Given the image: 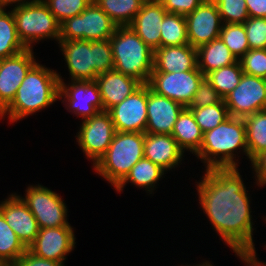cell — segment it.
<instances>
[{"label":"cell","instance_id":"1","mask_svg":"<svg viewBox=\"0 0 266 266\" xmlns=\"http://www.w3.org/2000/svg\"><path fill=\"white\" fill-rule=\"evenodd\" d=\"M196 180L198 201L213 231L233 253L256 255L252 198L239 168H209ZM247 189V190H246Z\"/></svg>","mask_w":266,"mask_h":266},{"label":"cell","instance_id":"2","mask_svg":"<svg viewBox=\"0 0 266 266\" xmlns=\"http://www.w3.org/2000/svg\"><path fill=\"white\" fill-rule=\"evenodd\" d=\"M59 78L56 70L38 61L26 74L15 98L0 113V121L8 118L9 124L28 118L58 101Z\"/></svg>","mask_w":266,"mask_h":266},{"label":"cell","instance_id":"3","mask_svg":"<svg viewBox=\"0 0 266 266\" xmlns=\"http://www.w3.org/2000/svg\"><path fill=\"white\" fill-rule=\"evenodd\" d=\"M238 154L245 155L248 160L246 127L243 118L230 116L214 129L203 133L201 147L194 156L204 163V170H207L239 168Z\"/></svg>","mask_w":266,"mask_h":266},{"label":"cell","instance_id":"4","mask_svg":"<svg viewBox=\"0 0 266 266\" xmlns=\"http://www.w3.org/2000/svg\"><path fill=\"white\" fill-rule=\"evenodd\" d=\"M114 69L146 84L154 69V50L130 26H117L109 39Z\"/></svg>","mask_w":266,"mask_h":266},{"label":"cell","instance_id":"5","mask_svg":"<svg viewBox=\"0 0 266 266\" xmlns=\"http://www.w3.org/2000/svg\"><path fill=\"white\" fill-rule=\"evenodd\" d=\"M142 158L144 133L116 131L106 153L92 166V170L115 189Z\"/></svg>","mask_w":266,"mask_h":266},{"label":"cell","instance_id":"6","mask_svg":"<svg viewBox=\"0 0 266 266\" xmlns=\"http://www.w3.org/2000/svg\"><path fill=\"white\" fill-rule=\"evenodd\" d=\"M14 14L17 35L26 48L47 40L60 41V23L43 0H32L10 8Z\"/></svg>","mask_w":266,"mask_h":266},{"label":"cell","instance_id":"7","mask_svg":"<svg viewBox=\"0 0 266 266\" xmlns=\"http://www.w3.org/2000/svg\"><path fill=\"white\" fill-rule=\"evenodd\" d=\"M34 215L39 229L72 226L68 222V207L61 195L38 183L29 184L25 194L16 193ZM68 216V217H67Z\"/></svg>","mask_w":266,"mask_h":266},{"label":"cell","instance_id":"8","mask_svg":"<svg viewBox=\"0 0 266 266\" xmlns=\"http://www.w3.org/2000/svg\"><path fill=\"white\" fill-rule=\"evenodd\" d=\"M117 25L94 2L79 15L60 24V40L101 41L110 39Z\"/></svg>","mask_w":266,"mask_h":266},{"label":"cell","instance_id":"9","mask_svg":"<svg viewBox=\"0 0 266 266\" xmlns=\"http://www.w3.org/2000/svg\"><path fill=\"white\" fill-rule=\"evenodd\" d=\"M57 74L59 78L58 100L69 113L83 121L96 115L99 111H104L99 86L95 80H70L67 82L59 72Z\"/></svg>","mask_w":266,"mask_h":266},{"label":"cell","instance_id":"10","mask_svg":"<svg viewBox=\"0 0 266 266\" xmlns=\"http://www.w3.org/2000/svg\"><path fill=\"white\" fill-rule=\"evenodd\" d=\"M80 127V128H79ZM76 142L88 161L94 166L106 153L116 130L108 111H99L80 122Z\"/></svg>","mask_w":266,"mask_h":266},{"label":"cell","instance_id":"11","mask_svg":"<svg viewBox=\"0 0 266 266\" xmlns=\"http://www.w3.org/2000/svg\"><path fill=\"white\" fill-rule=\"evenodd\" d=\"M204 78L199 69L172 73L152 72L147 84L153 92L187 107Z\"/></svg>","mask_w":266,"mask_h":266},{"label":"cell","instance_id":"12","mask_svg":"<svg viewBox=\"0 0 266 266\" xmlns=\"http://www.w3.org/2000/svg\"><path fill=\"white\" fill-rule=\"evenodd\" d=\"M224 101L233 117L244 118L266 110V79L243 73L239 84Z\"/></svg>","mask_w":266,"mask_h":266},{"label":"cell","instance_id":"13","mask_svg":"<svg viewBox=\"0 0 266 266\" xmlns=\"http://www.w3.org/2000/svg\"><path fill=\"white\" fill-rule=\"evenodd\" d=\"M148 84H142L121 103L108 110L118 132L145 133L147 124Z\"/></svg>","mask_w":266,"mask_h":266},{"label":"cell","instance_id":"14","mask_svg":"<svg viewBox=\"0 0 266 266\" xmlns=\"http://www.w3.org/2000/svg\"><path fill=\"white\" fill-rule=\"evenodd\" d=\"M32 48L0 59V113L15 98L28 71L38 62Z\"/></svg>","mask_w":266,"mask_h":266},{"label":"cell","instance_id":"15","mask_svg":"<svg viewBox=\"0 0 266 266\" xmlns=\"http://www.w3.org/2000/svg\"><path fill=\"white\" fill-rule=\"evenodd\" d=\"M76 239L73 226L41 228L27 249L38 257L65 264L76 247Z\"/></svg>","mask_w":266,"mask_h":266},{"label":"cell","instance_id":"16","mask_svg":"<svg viewBox=\"0 0 266 266\" xmlns=\"http://www.w3.org/2000/svg\"><path fill=\"white\" fill-rule=\"evenodd\" d=\"M185 19L188 41L194 48L210 43L220 35L223 22L213 0H204Z\"/></svg>","mask_w":266,"mask_h":266},{"label":"cell","instance_id":"17","mask_svg":"<svg viewBox=\"0 0 266 266\" xmlns=\"http://www.w3.org/2000/svg\"><path fill=\"white\" fill-rule=\"evenodd\" d=\"M60 52L68 68L69 80L94 81L95 72L94 41L60 40ZM71 78V79H70Z\"/></svg>","mask_w":266,"mask_h":266},{"label":"cell","instance_id":"18","mask_svg":"<svg viewBox=\"0 0 266 266\" xmlns=\"http://www.w3.org/2000/svg\"><path fill=\"white\" fill-rule=\"evenodd\" d=\"M0 213L19 240L28 248L37 237L39 227L23 200L16 193H10L0 201Z\"/></svg>","mask_w":266,"mask_h":266},{"label":"cell","instance_id":"19","mask_svg":"<svg viewBox=\"0 0 266 266\" xmlns=\"http://www.w3.org/2000/svg\"><path fill=\"white\" fill-rule=\"evenodd\" d=\"M183 108L179 102L153 92L148 86L145 133L171 134Z\"/></svg>","mask_w":266,"mask_h":266},{"label":"cell","instance_id":"20","mask_svg":"<svg viewBox=\"0 0 266 266\" xmlns=\"http://www.w3.org/2000/svg\"><path fill=\"white\" fill-rule=\"evenodd\" d=\"M185 152L171 134L144 133V158L159 165L167 173L184 161Z\"/></svg>","mask_w":266,"mask_h":266},{"label":"cell","instance_id":"21","mask_svg":"<svg viewBox=\"0 0 266 266\" xmlns=\"http://www.w3.org/2000/svg\"><path fill=\"white\" fill-rule=\"evenodd\" d=\"M166 9L159 0H146L129 25L154 51L161 47V24Z\"/></svg>","mask_w":266,"mask_h":266},{"label":"cell","instance_id":"22","mask_svg":"<svg viewBox=\"0 0 266 266\" xmlns=\"http://www.w3.org/2000/svg\"><path fill=\"white\" fill-rule=\"evenodd\" d=\"M95 81L99 86L104 111L121 103L142 85L137 79L115 69L99 74Z\"/></svg>","mask_w":266,"mask_h":266},{"label":"cell","instance_id":"23","mask_svg":"<svg viewBox=\"0 0 266 266\" xmlns=\"http://www.w3.org/2000/svg\"><path fill=\"white\" fill-rule=\"evenodd\" d=\"M198 69L197 48L190 44L166 46L154 51L152 72H183Z\"/></svg>","mask_w":266,"mask_h":266},{"label":"cell","instance_id":"24","mask_svg":"<svg viewBox=\"0 0 266 266\" xmlns=\"http://www.w3.org/2000/svg\"><path fill=\"white\" fill-rule=\"evenodd\" d=\"M167 172L152 161L142 158L132 168L126 178L115 188L117 194L122 193L126 185H135L138 189H144L148 195L155 194L159 181L165 178ZM164 177V178H163Z\"/></svg>","mask_w":266,"mask_h":266},{"label":"cell","instance_id":"25","mask_svg":"<svg viewBox=\"0 0 266 266\" xmlns=\"http://www.w3.org/2000/svg\"><path fill=\"white\" fill-rule=\"evenodd\" d=\"M178 146L185 152L195 155L202 144L203 132L198 126L191 109L184 107L178 115L171 133Z\"/></svg>","mask_w":266,"mask_h":266},{"label":"cell","instance_id":"26","mask_svg":"<svg viewBox=\"0 0 266 266\" xmlns=\"http://www.w3.org/2000/svg\"><path fill=\"white\" fill-rule=\"evenodd\" d=\"M197 61L198 69L206 76L214 70L232 65L238 60L218 37L197 48Z\"/></svg>","mask_w":266,"mask_h":266},{"label":"cell","instance_id":"27","mask_svg":"<svg viewBox=\"0 0 266 266\" xmlns=\"http://www.w3.org/2000/svg\"><path fill=\"white\" fill-rule=\"evenodd\" d=\"M246 127L248 161L266 151V110L255 112L243 118Z\"/></svg>","mask_w":266,"mask_h":266},{"label":"cell","instance_id":"28","mask_svg":"<svg viewBox=\"0 0 266 266\" xmlns=\"http://www.w3.org/2000/svg\"><path fill=\"white\" fill-rule=\"evenodd\" d=\"M25 49L27 48L19 40L17 35L12 10L0 8V59L14 56Z\"/></svg>","mask_w":266,"mask_h":266},{"label":"cell","instance_id":"29","mask_svg":"<svg viewBox=\"0 0 266 266\" xmlns=\"http://www.w3.org/2000/svg\"><path fill=\"white\" fill-rule=\"evenodd\" d=\"M117 26H129L146 0H93Z\"/></svg>","mask_w":266,"mask_h":266},{"label":"cell","instance_id":"30","mask_svg":"<svg viewBox=\"0 0 266 266\" xmlns=\"http://www.w3.org/2000/svg\"><path fill=\"white\" fill-rule=\"evenodd\" d=\"M26 250L0 213V263L3 266H13Z\"/></svg>","mask_w":266,"mask_h":266},{"label":"cell","instance_id":"31","mask_svg":"<svg viewBox=\"0 0 266 266\" xmlns=\"http://www.w3.org/2000/svg\"><path fill=\"white\" fill-rule=\"evenodd\" d=\"M161 47L189 44L185 16L166 13L161 24Z\"/></svg>","mask_w":266,"mask_h":266},{"label":"cell","instance_id":"32","mask_svg":"<svg viewBox=\"0 0 266 266\" xmlns=\"http://www.w3.org/2000/svg\"><path fill=\"white\" fill-rule=\"evenodd\" d=\"M243 73L238 60L230 66L222 67L208 73L205 78L224 99L239 84Z\"/></svg>","mask_w":266,"mask_h":266},{"label":"cell","instance_id":"33","mask_svg":"<svg viewBox=\"0 0 266 266\" xmlns=\"http://www.w3.org/2000/svg\"><path fill=\"white\" fill-rule=\"evenodd\" d=\"M198 126L206 133L230 117L224 99L219 103L205 106L203 108H191Z\"/></svg>","mask_w":266,"mask_h":266},{"label":"cell","instance_id":"34","mask_svg":"<svg viewBox=\"0 0 266 266\" xmlns=\"http://www.w3.org/2000/svg\"><path fill=\"white\" fill-rule=\"evenodd\" d=\"M219 37L237 60L250 50L244 24L223 23Z\"/></svg>","mask_w":266,"mask_h":266},{"label":"cell","instance_id":"35","mask_svg":"<svg viewBox=\"0 0 266 266\" xmlns=\"http://www.w3.org/2000/svg\"><path fill=\"white\" fill-rule=\"evenodd\" d=\"M50 12L61 24L66 19L79 15L93 0H43Z\"/></svg>","mask_w":266,"mask_h":266},{"label":"cell","instance_id":"36","mask_svg":"<svg viewBox=\"0 0 266 266\" xmlns=\"http://www.w3.org/2000/svg\"><path fill=\"white\" fill-rule=\"evenodd\" d=\"M223 23L243 24L248 18L245 0H213Z\"/></svg>","mask_w":266,"mask_h":266},{"label":"cell","instance_id":"37","mask_svg":"<svg viewBox=\"0 0 266 266\" xmlns=\"http://www.w3.org/2000/svg\"><path fill=\"white\" fill-rule=\"evenodd\" d=\"M239 62L245 74L266 79V49H250Z\"/></svg>","mask_w":266,"mask_h":266},{"label":"cell","instance_id":"38","mask_svg":"<svg viewBox=\"0 0 266 266\" xmlns=\"http://www.w3.org/2000/svg\"><path fill=\"white\" fill-rule=\"evenodd\" d=\"M250 49H266V18L249 17L244 23Z\"/></svg>","mask_w":266,"mask_h":266},{"label":"cell","instance_id":"39","mask_svg":"<svg viewBox=\"0 0 266 266\" xmlns=\"http://www.w3.org/2000/svg\"><path fill=\"white\" fill-rule=\"evenodd\" d=\"M222 99L223 98L218 94L216 89L207 81L206 78H204L199 84L197 91L193 95V98L187 108H203L205 106L219 103Z\"/></svg>","mask_w":266,"mask_h":266},{"label":"cell","instance_id":"40","mask_svg":"<svg viewBox=\"0 0 266 266\" xmlns=\"http://www.w3.org/2000/svg\"><path fill=\"white\" fill-rule=\"evenodd\" d=\"M95 72L99 75L114 69L112 47L109 39L94 41Z\"/></svg>","mask_w":266,"mask_h":266},{"label":"cell","instance_id":"41","mask_svg":"<svg viewBox=\"0 0 266 266\" xmlns=\"http://www.w3.org/2000/svg\"><path fill=\"white\" fill-rule=\"evenodd\" d=\"M167 13L186 16L193 12L204 0H159Z\"/></svg>","mask_w":266,"mask_h":266},{"label":"cell","instance_id":"42","mask_svg":"<svg viewBox=\"0 0 266 266\" xmlns=\"http://www.w3.org/2000/svg\"><path fill=\"white\" fill-rule=\"evenodd\" d=\"M254 185L263 188L266 186V151L258 154L251 162Z\"/></svg>","mask_w":266,"mask_h":266},{"label":"cell","instance_id":"43","mask_svg":"<svg viewBox=\"0 0 266 266\" xmlns=\"http://www.w3.org/2000/svg\"><path fill=\"white\" fill-rule=\"evenodd\" d=\"M13 266H65V264L38 257L27 249Z\"/></svg>","mask_w":266,"mask_h":266},{"label":"cell","instance_id":"44","mask_svg":"<svg viewBox=\"0 0 266 266\" xmlns=\"http://www.w3.org/2000/svg\"><path fill=\"white\" fill-rule=\"evenodd\" d=\"M249 17L266 18V0H245Z\"/></svg>","mask_w":266,"mask_h":266},{"label":"cell","instance_id":"45","mask_svg":"<svg viewBox=\"0 0 266 266\" xmlns=\"http://www.w3.org/2000/svg\"><path fill=\"white\" fill-rule=\"evenodd\" d=\"M235 256L238 257L245 266H266V262H264L263 260L261 261L258 258V254L253 255L250 252L235 253Z\"/></svg>","mask_w":266,"mask_h":266},{"label":"cell","instance_id":"46","mask_svg":"<svg viewBox=\"0 0 266 266\" xmlns=\"http://www.w3.org/2000/svg\"><path fill=\"white\" fill-rule=\"evenodd\" d=\"M30 1L32 0H0V8H11L13 6H19Z\"/></svg>","mask_w":266,"mask_h":266},{"label":"cell","instance_id":"47","mask_svg":"<svg viewBox=\"0 0 266 266\" xmlns=\"http://www.w3.org/2000/svg\"><path fill=\"white\" fill-rule=\"evenodd\" d=\"M211 263H212L211 261L203 259L202 263L201 262L199 264L196 263V265H195V263L193 265L187 263L186 265L182 264V265H178V266H213V263L212 264Z\"/></svg>","mask_w":266,"mask_h":266},{"label":"cell","instance_id":"48","mask_svg":"<svg viewBox=\"0 0 266 266\" xmlns=\"http://www.w3.org/2000/svg\"><path fill=\"white\" fill-rule=\"evenodd\" d=\"M263 219H264V221L266 222V216H265V218L263 217ZM266 224V223H265ZM264 248H265V250H266V245L264 246Z\"/></svg>","mask_w":266,"mask_h":266}]
</instances>
